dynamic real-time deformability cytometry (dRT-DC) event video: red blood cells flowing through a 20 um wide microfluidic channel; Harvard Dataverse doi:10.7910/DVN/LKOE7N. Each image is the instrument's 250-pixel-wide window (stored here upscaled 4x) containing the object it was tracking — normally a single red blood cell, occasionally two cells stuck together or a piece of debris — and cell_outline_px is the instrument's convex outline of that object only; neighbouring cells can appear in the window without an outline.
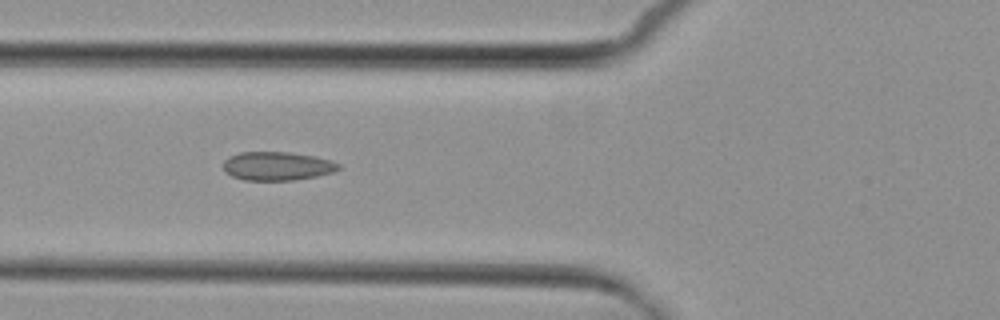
{"species": "common noctule bat (a hibernating species)", "species_latin": "Nyctalus noctula", "temperature_condition": "cold", "stored_images_in_passage": 8, "camera_frame_rate_fps": 3000, "um_per_image_px": 0.085, "animal": {"sex": "female", "body_mass_g": 29.2, "forearm_length_mm": 56.3}, "frame": {"image": 1, "passage_image": 5, "time_ms": 4.667, "image_size_px": [1000, 320], "cell_outline_px": [[340, 168], [332, 172], [316, 176], [296, 180], [244, 180], [232, 176], [224, 172], [224, 160], [228, 156], [240, 152], [288, 152], [316, 156], [332, 160], [340, 164]], "centroid_in_image_um": [23.55, 14.11], "position_along_channel_um": 102.2, "area_um2": 19.36}}
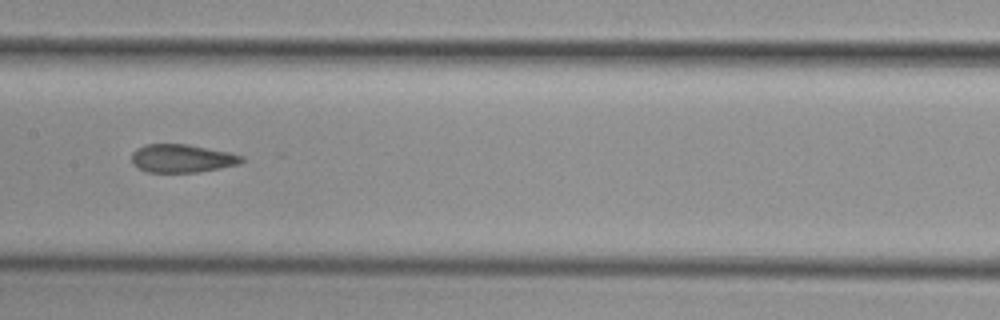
{"frame": {"image": 2, "passage_image": 7, "time_ms": 7.0, "image_size_px": [1000, 320], "cell_outline_px": [[244, 160], [240, 164], [220, 168], [196, 172], [144, 172], [132, 164], [132, 152], [136, 148], [144, 144], [188, 144], [228, 152], [244, 156]], "centroid_in_image_um": [15.44, 13.46], "position_along_channel_um": 192.0, "area_um2": 18.21}}
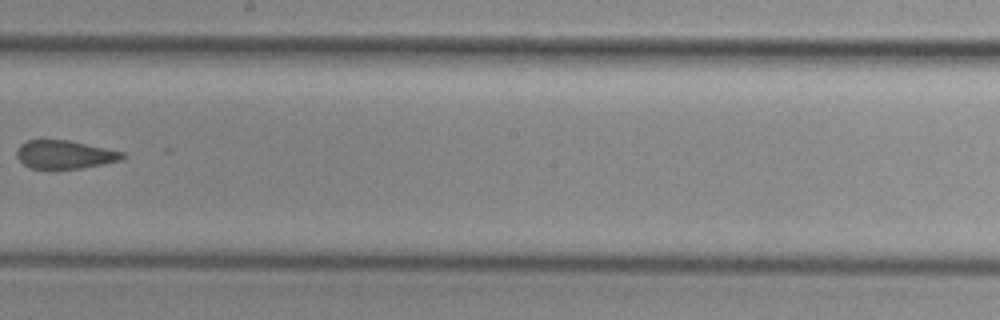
{"frame": {"image": 3, "passage_image": 8, "time_ms": 8.333, "image_size_px": [1000, 320], "cell_outline_px": [[128, 156], [124, 160], [80, 168], [28, 168], [16, 156], [16, 148], [20, 144], [28, 140], [68, 140], [124, 152]], "centroid_in_image_um": [5.52, 13.13], "position_along_channel_um": 242.7, "area_um2": 17.46}}